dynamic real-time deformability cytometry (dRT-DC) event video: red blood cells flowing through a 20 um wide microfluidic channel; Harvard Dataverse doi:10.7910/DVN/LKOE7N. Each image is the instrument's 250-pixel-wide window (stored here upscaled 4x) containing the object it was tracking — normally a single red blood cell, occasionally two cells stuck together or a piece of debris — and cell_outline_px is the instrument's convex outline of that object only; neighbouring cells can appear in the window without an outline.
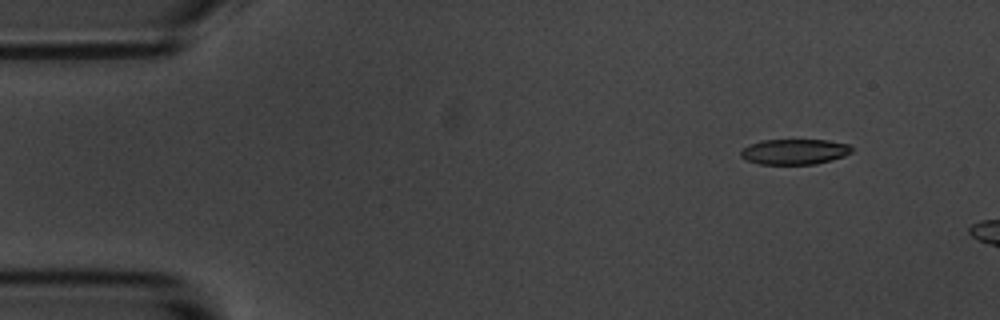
{"species": "common noctule bat (a hibernating species)", "species_latin": "Nyctalus noctula", "temperature_condition": "room temperature", "stored_images_in_passage": 3, "camera_frame_rate_fps": 3000, "um_per_image_px": 0.085, "animal": {"sex": "male", "body_mass_g": 20.1, "forearm_length_mm": 53.5}, "frame": {"image": 1, "passage_image": 2, "time_ms": 1.0, "image_size_px": [1000, 320], "cell_outline_px": [[852, 152], [844, 156], [832, 160], [816, 164], [760, 164], [748, 160], [740, 156], [740, 152], [744, 148], [760, 140], [828, 140], [848, 144], [852, 148]], "centroid_in_image_um": [67.56, 12.89], "position_along_channel_um": 17.4, "area_um2": 16.36}}